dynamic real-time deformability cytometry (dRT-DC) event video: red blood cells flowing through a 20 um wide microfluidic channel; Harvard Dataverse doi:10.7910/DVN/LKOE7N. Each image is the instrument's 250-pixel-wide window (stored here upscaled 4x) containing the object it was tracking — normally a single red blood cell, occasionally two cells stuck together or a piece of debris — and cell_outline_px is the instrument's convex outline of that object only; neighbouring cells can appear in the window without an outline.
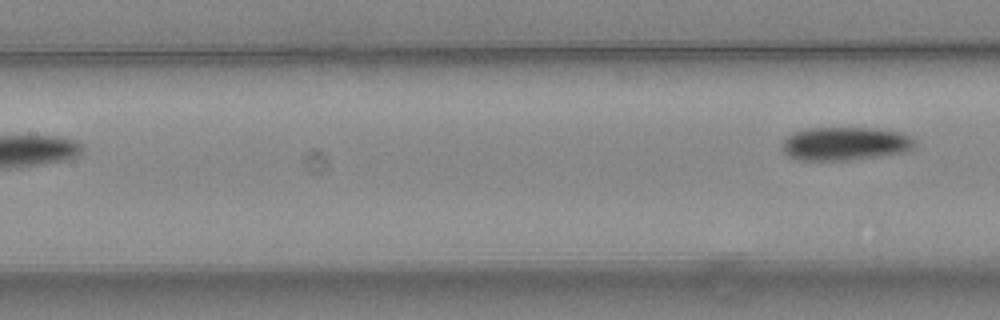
{"species": "common noctule bat (a hibernating species)", "species_latin": "Nyctalus noctula", "temperature_condition": "warm", "stored_images_in_passage": 7, "segment_of_instrument_passage": [2, 2], "camera_frame_rate_fps": 3000, "um_per_image_px": 0.085, "animal": {"sex": "female", "body_mass_g": 24.6, "forearm_length_mm": 56.2}, "frame": {"image": 1, "passage_image": 7, "time_ms": 2.0, "image_size_px": [1000, 320], "cell_outline_px": [[916, 144], [912, 148], [904, 152], [880, 156], [848, 160], [796, 160], [788, 156], [784, 152], [780, 144], [788, 136], [796, 132], [808, 128], [872, 128], [900, 132], [916, 140]], "centroid_in_image_um": [71.82, 12.22], "position_along_channel_um": 135.6, "area_um2": 25.78}}